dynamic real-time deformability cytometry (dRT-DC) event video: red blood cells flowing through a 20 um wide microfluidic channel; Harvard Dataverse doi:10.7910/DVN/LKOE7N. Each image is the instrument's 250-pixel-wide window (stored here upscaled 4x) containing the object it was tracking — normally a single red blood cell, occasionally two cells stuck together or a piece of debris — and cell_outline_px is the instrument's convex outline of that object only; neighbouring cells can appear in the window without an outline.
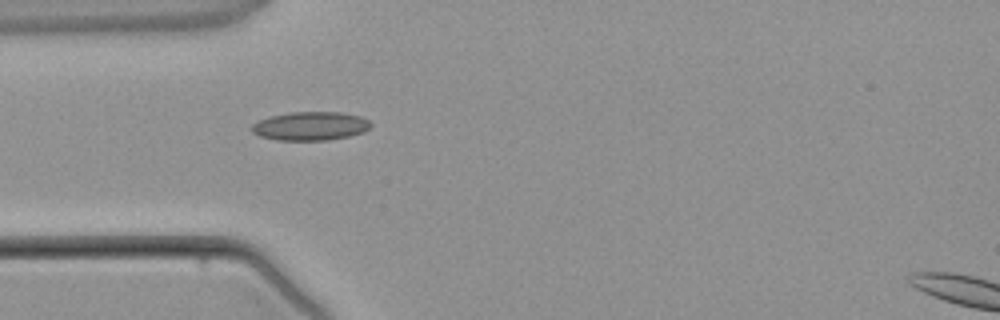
{"species": "common noctule bat (a hibernating species)", "species_latin": "Nyctalus noctula", "temperature_condition": "warm", "stored_images_in_passage": 4, "camera_frame_rate_fps": 3000, "um_per_image_px": 0.085, "animal": {"sex": "male", "body_mass_g": 21.5, "forearm_length_mm": 52.0}, "frame": {"image": 1, "passage_image": 3, "time_ms": 3.0, "image_size_px": [1000, 320], "cell_outline_px": [[372, 124], [364, 132], [348, 136], [324, 140], [276, 140], [260, 136], [252, 132], [252, 124], [268, 116], [288, 112], [340, 112], [360, 116], [368, 120]], "centroid_in_image_um": [26.36, 10.7], "position_along_channel_um": 58.6, "area_um2": 19.83}}